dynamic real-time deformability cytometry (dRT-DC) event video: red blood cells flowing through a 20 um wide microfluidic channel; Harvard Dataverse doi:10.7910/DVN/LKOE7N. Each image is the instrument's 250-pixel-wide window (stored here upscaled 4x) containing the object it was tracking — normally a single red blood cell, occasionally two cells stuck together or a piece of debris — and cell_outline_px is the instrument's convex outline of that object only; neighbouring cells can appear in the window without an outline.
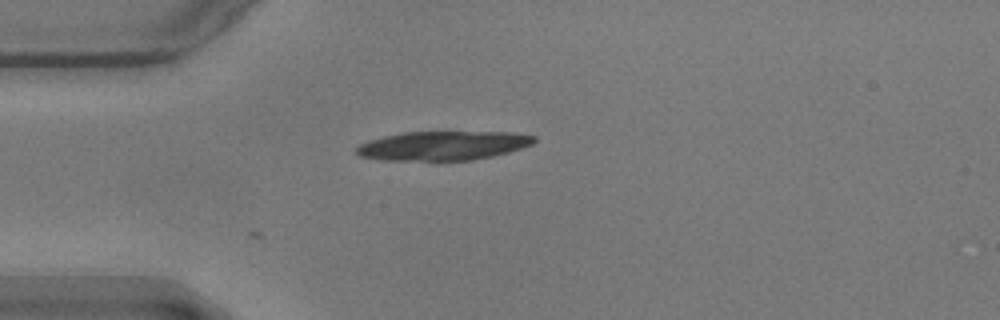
{"species": "common noctule bat (a hibernating species)", "species_latin": "Nyctalus noctula", "temperature_condition": "warm", "stored_images_in_passage": 3, "camera_frame_rate_fps": 3000, "um_per_image_px": 0.085, "animal": {"sex": "male", "body_mass_g": 17.9}, "frame": {"image": 1, "passage_image": 1, "time_ms": 0.0, "image_size_px": [1000, 320], "cell_outline_px": [[536, 140], [532, 144], [508, 152], [492, 156], [472, 160], [380, 160], [360, 156], [356, 152], [356, 148], [360, 144], [368, 140], [384, 136], [404, 132], [512, 132], [536, 136]], "centroid_in_image_um": [37.64, 12.38], "position_along_channel_um": 47.4, "area_um2": 30.06}}